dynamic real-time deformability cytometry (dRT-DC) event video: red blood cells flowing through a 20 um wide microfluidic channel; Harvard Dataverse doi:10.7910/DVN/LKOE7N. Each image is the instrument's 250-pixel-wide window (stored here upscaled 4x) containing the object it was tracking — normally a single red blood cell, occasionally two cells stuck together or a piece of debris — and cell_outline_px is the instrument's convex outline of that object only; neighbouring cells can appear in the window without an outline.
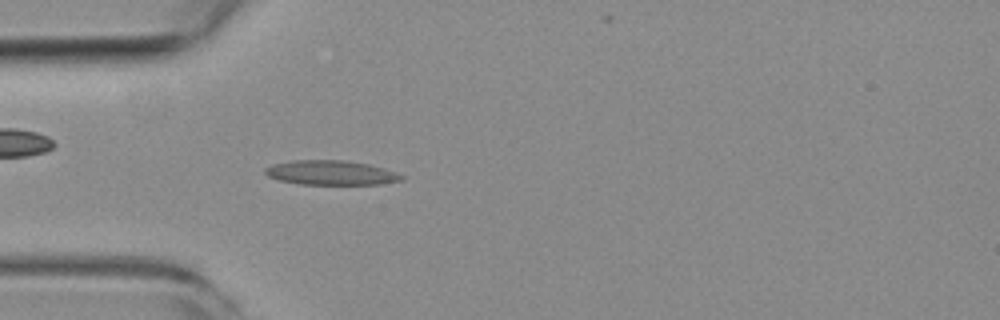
{"species": "common noctule bat (a hibernating species)", "species_latin": "Nyctalus noctula", "temperature_condition": "room temperature", "stored_images_in_passage": 6, "camera_frame_rate_fps": 3000, "um_per_image_px": 0.085, "animal": {"sex": "female", "body_mass_g": 19.3, "forearm_length_mm": 54.1}, "frame": {"image": 1, "passage_image": 6, "time_ms": 5.667, "image_size_px": [1000, 320], "cell_outline_px": [[404, 180], [380, 184], [300, 184], [280, 180], [268, 176], [264, 172], [264, 168], [272, 164], [292, 160], [344, 160], [368, 164], [384, 168], [396, 172], [404, 176]], "centroid_in_image_um": [28.13, 14.68], "position_along_channel_um": 56.9, "area_um2": 19.48}}